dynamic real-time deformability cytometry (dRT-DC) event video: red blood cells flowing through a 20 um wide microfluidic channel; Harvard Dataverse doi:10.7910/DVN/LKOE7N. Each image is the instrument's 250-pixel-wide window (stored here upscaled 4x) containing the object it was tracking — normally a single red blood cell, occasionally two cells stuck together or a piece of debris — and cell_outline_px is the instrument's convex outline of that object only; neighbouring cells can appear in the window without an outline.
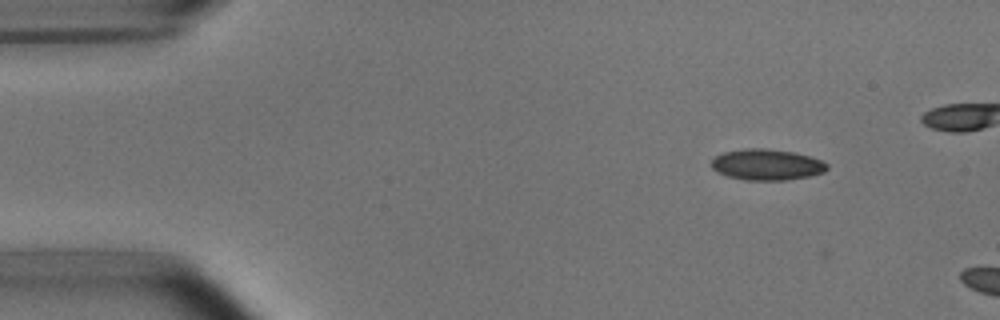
{"species": "common noctule bat (a hibernating species)", "species_latin": "Nyctalus noctula", "temperature_condition": "room temperature", "stored_images_in_passage": 2, "camera_frame_rate_fps": 3000, "um_per_image_px": 0.085, "animal": {"sex": "male", "body_mass_g": 15.6}, "frame": {"image": 1, "passage_image": 1, "time_ms": 0.0, "image_size_px": [1000, 320], "cell_outline_px": [[828, 168], [824, 172], [808, 176], [784, 180], [744, 180], [728, 176], [716, 172], [708, 164], [712, 156], [724, 152], [744, 148], [764, 148], [796, 152], [820, 160], [828, 164]], "centroid_in_image_um": [65.1, 13.98], "position_along_channel_um": 19.9, "area_um2": 21.15}}